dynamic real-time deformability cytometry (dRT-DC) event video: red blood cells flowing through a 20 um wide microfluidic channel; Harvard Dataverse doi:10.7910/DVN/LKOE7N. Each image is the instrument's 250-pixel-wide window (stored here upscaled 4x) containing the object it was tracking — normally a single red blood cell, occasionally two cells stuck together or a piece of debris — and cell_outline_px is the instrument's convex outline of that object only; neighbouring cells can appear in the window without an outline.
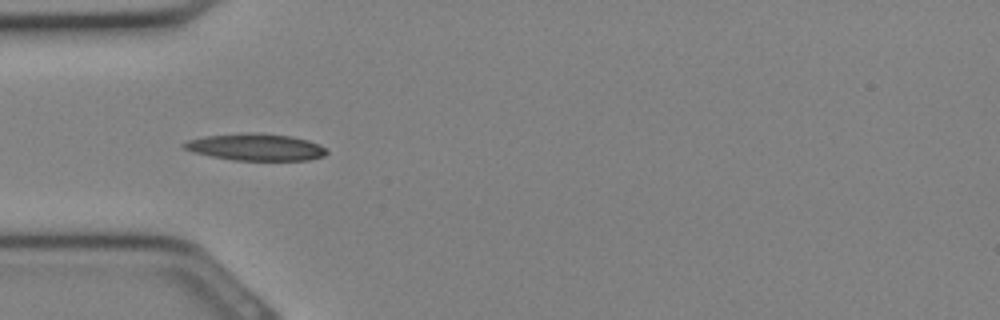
{"species": "Egyptian fruit bat (a non-hibernating species)", "species_latin": "Rousettus aegyptiacus", "temperature_condition": "cold", "stored_images_in_passage": 31, "camera_frame_rate_fps": 3000, "um_per_image_px": 0.085, "animal": {"sex": "female"}, "frame": {"image": 1, "passage_image": 9, "time_ms": 2.667, "image_size_px": [1000, 320], "cell_outline_px": [[328, 152], [324, 156], [308, 160], [232, 160], [192, 152], [184, 148], [180, 144], [188, 140], [204, 136], [248, 132], [252, 132], [292, 136], [308, 140], [320, 144]], "centroid_in_image_um": [21.73, 12.5], "position_along_channel_um": 63.3, "area_um2": 22.43}}
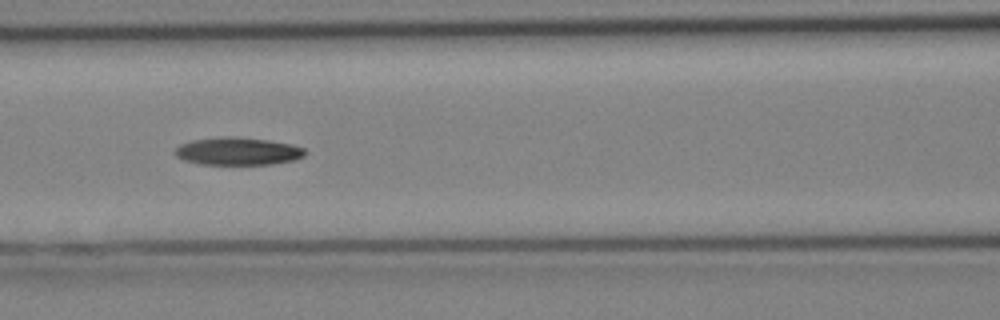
{"frame": {"image": 2, "passage_image": 13, "time_ms": 4.0, "image_size_px": [1000, 320], "cell_outline_px": [[308, 152], [304, 156], [296, 160], [272, 164], [200, 164], [184, 160], [176, 156], [176, 148], [180, 144], [192, 140], [224, 136], [232, 136], [268, 140], [292, 144], [304, 148]], "centroid_in_image_um": [20.26, 12.85], "position_along_channel_um": 146.3, "area_um2": 21.04}}
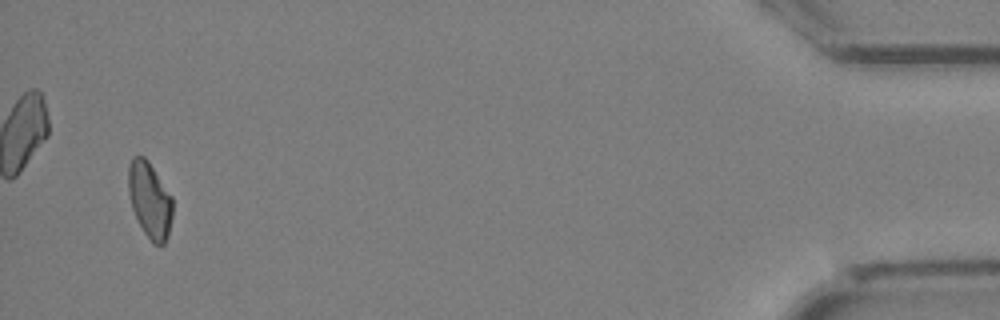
{"frame": {"image": 3, "passage_image": 30, "time_ms": 9.667, "image_size_px": [1000, 320], "cell_outline_px": [[172, 216], [168, 236], [164, 244], [160, 248], [152, 244], [144, 232], [132, 208], [128, 192], [128, 164], [132, 156], [144, 156], [148, 160], [172, 196]], "centroid_in_image_um": [12.73, 17.01], "position_along_channel_um": 422.5, "area_um2": 19.83}}